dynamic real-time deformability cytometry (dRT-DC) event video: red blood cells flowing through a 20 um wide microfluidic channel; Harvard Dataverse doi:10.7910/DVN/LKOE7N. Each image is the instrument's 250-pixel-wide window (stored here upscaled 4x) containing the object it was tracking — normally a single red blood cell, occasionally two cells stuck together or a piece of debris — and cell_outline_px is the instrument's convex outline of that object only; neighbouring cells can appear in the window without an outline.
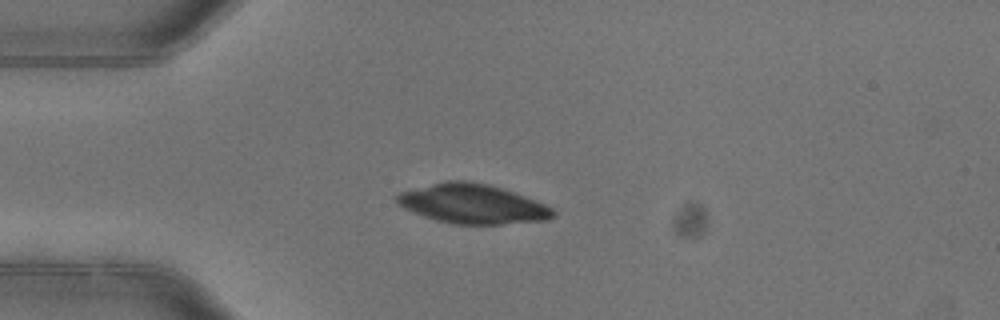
{"species": "common noctule bat (a hibernating species)", "species_latin": "Nyctalus noctula", "temperature_condition": "warm", "stored_images_in_passage": 3, "camera_frame_rate_fps": 3000, "um_per_image_px": 0.085, "animal": {"sex": "female"}, "frame": {"image": 1, "passage_image": 3, "time_ms": 0.667, "image_size_px": [1000, 320], "cell_outline_px": [[556, 216], [548, 220], [500, 224], [452, 224], [436, 220], [424, 216], [404, 208], [396, 204], [396, 196], [400, 192], [448, 180], [464, 180], [488, 184], [524, 196], [544, 204], [552, 208], [556, 212]], "centroid_in_image_um": [40.17, 17.34], "position_along_channel_um": 44.8, "area_um2": 35.6}}